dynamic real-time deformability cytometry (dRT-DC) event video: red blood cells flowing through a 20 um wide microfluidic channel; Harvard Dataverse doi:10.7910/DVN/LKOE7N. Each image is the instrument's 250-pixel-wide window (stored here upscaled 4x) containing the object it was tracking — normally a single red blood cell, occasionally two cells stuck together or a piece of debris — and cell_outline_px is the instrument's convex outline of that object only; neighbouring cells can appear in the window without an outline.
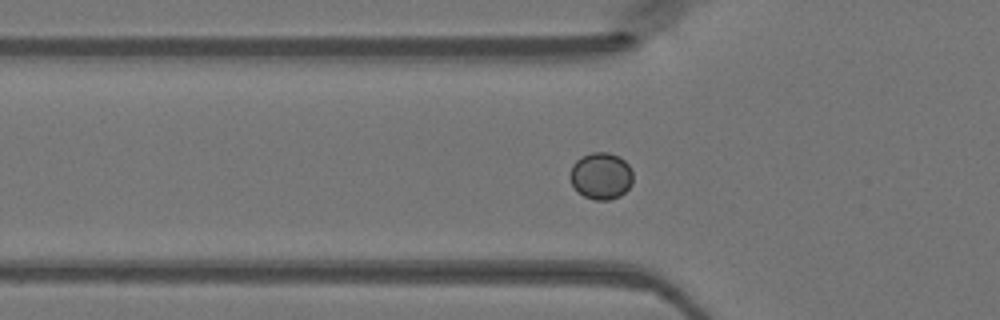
{"species": "Egyptian fruit bat (a non-hibernating species)", "species_latin": "Rousettus aegyptiacus", "temperature_condition": "warm", "stored_images_in_passage": 28, "camera_frame_rate_fps": 3000, "um_per_image_px": 0.085, "animal": {"sex": "female"}, "frame": {"image": 1, "passage_image": 2, "time_ms": 0.333, "image_size_px": [1000, 320], "cell_outline_px": [[632, 184], [620, 196], [608, 200], [592, 200], [584, 196], [572, 184], [568, 176], [572, 164], [576, 160], [592, 152], [608, 152], [620, 156], [628, 164], [632, 172]], "centroid_in_image_um": [51.08, 14.94], "position_along_channel_um": 74.7, "area_um2": 17.22}}
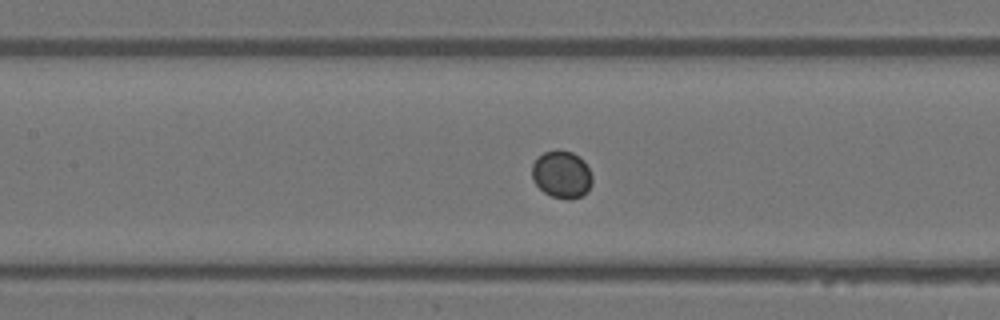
{"frame": {"image": 2, "passage_image": 8, "time_ms": 2.333, "image_size_px": [1000, 320], "cell_outline_px": [[592, 184], [588, 192], [580, 196], [568, 200], [552, 196], [544, 192], [532, 180], [532, 164], [544, 152], [572, 152], [580, 156], [584, 160], [592, 176]], "centroid_in_image_um": [47.77, 14.86], "position_along_channel_um": 159.6, "area_um2": 16.42}}
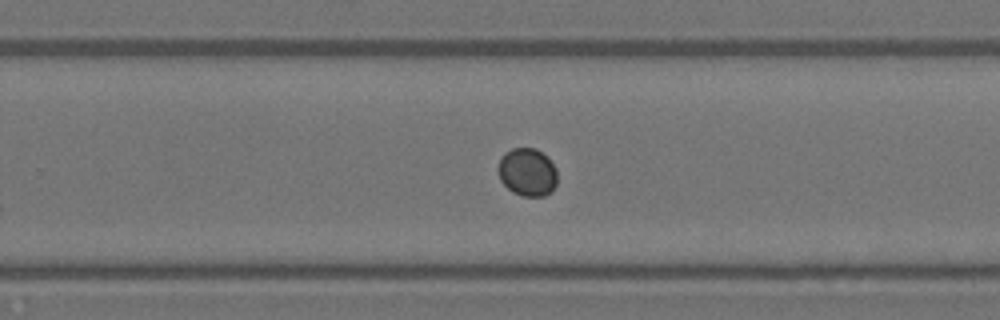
{"frame": {"image": 3, "passage_image": 17, "time_ms": 5.333, "image_size_px": [1000, 320], "cell_outline_px": [[556, 184], [552, 192], [544, 196], [524, 196], [512, 192], [500, 180], [496, 168], [504, 152], [512, 148], [536, 148], [548, 156], [556, 168]], "centroid_in_image_um": [44.82, 14.62], "position_along_channel_um": 285.0, "area_um2": 16.82}}